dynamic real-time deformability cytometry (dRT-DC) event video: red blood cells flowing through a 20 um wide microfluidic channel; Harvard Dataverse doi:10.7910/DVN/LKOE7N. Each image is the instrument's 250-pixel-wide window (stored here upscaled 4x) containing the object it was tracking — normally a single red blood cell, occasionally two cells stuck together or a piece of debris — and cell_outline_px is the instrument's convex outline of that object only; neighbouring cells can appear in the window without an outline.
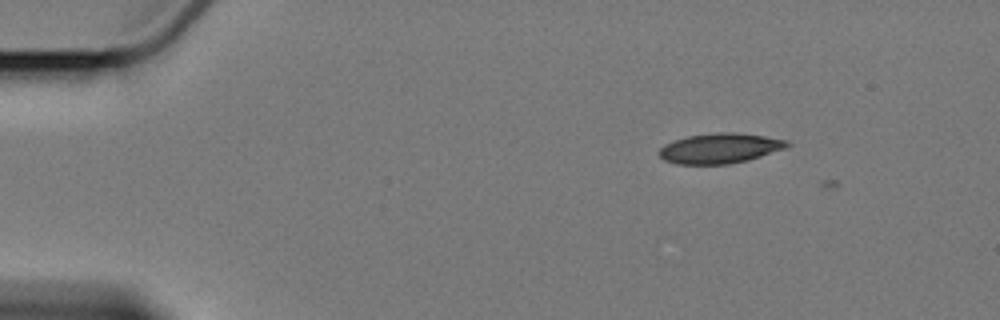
{"species": "Egyptian fruit bat (a non-hibernating species)", "species_latin": "Rousettus aegyptiacus", "temperature_condition": "cold", "stored_images_in_passage": 3, "camera_frame_rate_fps": 3000, "um_per_image_px": 0.085, "animal": {"sex": "female"}, "frame": {"image": 1, "passage_image": 1, "time_ms": 0.0, "image_size_px": [1000, 320], "cell_outline_px": [[792, 144], [784, 148], [748, 160], [728, 164], [676, 164], [664, 160], [660, 156], [660, 148], [664, 144], [688, 136], [716, 132], [736, 132], [764, 136], [788, 140]], "centroid_in_image_um": [61.2, 12.6], "position_along_channel_um": 23.8, "area_um2": 22.31}}